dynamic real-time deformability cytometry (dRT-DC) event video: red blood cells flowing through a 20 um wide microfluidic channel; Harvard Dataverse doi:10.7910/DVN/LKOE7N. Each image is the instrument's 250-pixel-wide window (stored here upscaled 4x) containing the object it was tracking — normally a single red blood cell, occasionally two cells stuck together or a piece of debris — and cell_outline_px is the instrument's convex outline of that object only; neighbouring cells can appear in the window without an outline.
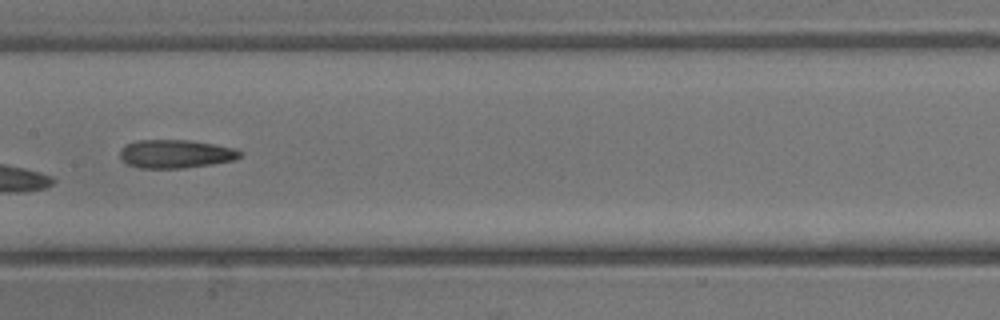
{"species": "common noctule bat (a hibernating species)", "species_latin": "Nyctalus noctula", "temperature_condition": "warm", "stored_images_in_passage": 21, "camera_frame_rate_fps": 3000, "um_per_image_px": 0.085, "animal": {"sex": "male", "body_mass_g": 13.3}, "frame": {"image": 1, "passage_image": 7, "time_ms": 2.0, "image_size_px": [1000, 320], "cell_outline_px": [[244, 152], [236, 160], [212, 164], [184, 168], [140, 168], [128, 164], [120, 156], [120, 152], [124, 144], [136, 140], [188, 140], [236, 148]], "centroid_in_image_um": [14.95, 13.08], "position_along_channel_um": 192.4, "area_um2": 19.94}}